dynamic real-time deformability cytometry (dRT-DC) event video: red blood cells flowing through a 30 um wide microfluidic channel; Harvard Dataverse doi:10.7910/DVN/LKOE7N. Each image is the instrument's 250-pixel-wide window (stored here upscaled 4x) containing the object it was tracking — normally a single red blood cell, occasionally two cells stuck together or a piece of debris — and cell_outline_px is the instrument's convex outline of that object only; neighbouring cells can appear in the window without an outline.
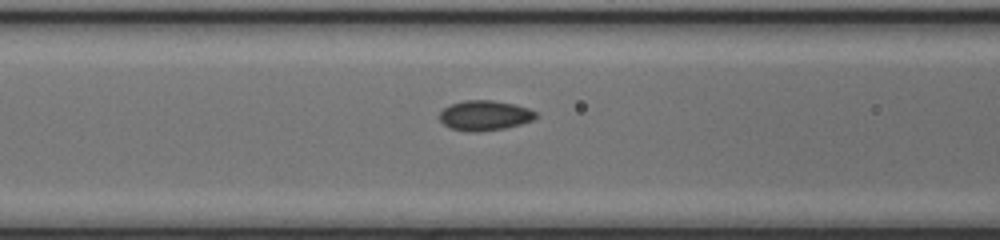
{"species": "common noctule bat (a hibernating species)", "species_latin": "Nyctalus noctula", "temperature_condition": "cold", "stored_images_in_passage": 7, "camera_frame_rate_fps": 3000, "um_per_image_px": 0.085, "animal": {"sex": "female", "body_mass_g": 17.0, "forearm_length_mm": 48.0}, "frame": {"image": 1, "passage_image": 6, "time_ms": 1.667, "image_size_px": [1000, 240], "cell_outline_px": [[536, 116], [532, 120], [520, 124], [504, 128], [476, 132], [468, 132], [452, 128], [444, 124], [440, 120], [440, 112], [444, 108], [452, 104], [464, 100], [492, 100], [512, 104], [528, 108], [536, 112]], "centroid_in_image_um": [41.18, 9.81], "position_along_channel_um": 125.4, "area_um2": 16.59}}